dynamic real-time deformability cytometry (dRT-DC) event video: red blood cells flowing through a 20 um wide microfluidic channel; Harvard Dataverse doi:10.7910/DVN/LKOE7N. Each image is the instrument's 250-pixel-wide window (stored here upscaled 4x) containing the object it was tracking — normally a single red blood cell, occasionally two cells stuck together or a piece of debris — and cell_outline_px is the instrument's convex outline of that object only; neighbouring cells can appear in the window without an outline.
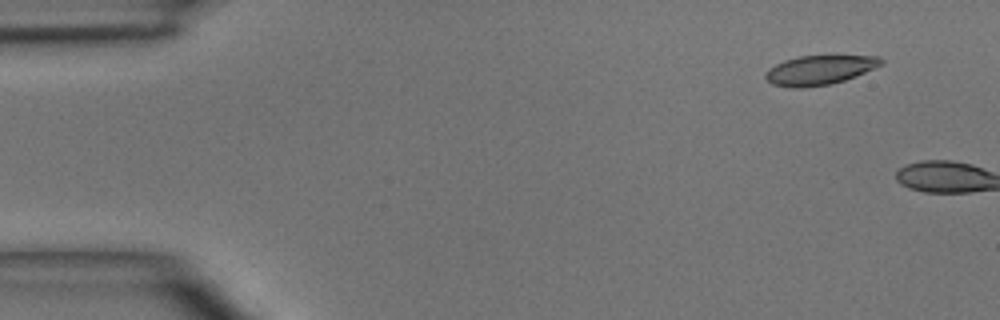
{"species": "common noctule bat (a hibernating species)", "species_latin": "Nyctalus noctula", "temperature_condition": "room temperature", "stored_images_in_passage": 2, "camera_frame_rate_fps": 3000, "um_per_image_px": 0.085, "animal": {"sex": "male", "body_mass_g": 15.6}, "frame": {"image": 1, "passage_image": 1, "time_ms": 0.0, "image_size_px": [1000, 320], "cell_outline_px": [[884, 60], [880, 64], [856, 76], [832, 84], [804, 88], [788, 88], [772, 84], [764, 76], [768, 68], [784, 60], [800, 56], [880, 56]], "centroid_in_image_um": [69.6, 5.97], "position_along_channel_um": 15.4, "area_um2": 19.71}}